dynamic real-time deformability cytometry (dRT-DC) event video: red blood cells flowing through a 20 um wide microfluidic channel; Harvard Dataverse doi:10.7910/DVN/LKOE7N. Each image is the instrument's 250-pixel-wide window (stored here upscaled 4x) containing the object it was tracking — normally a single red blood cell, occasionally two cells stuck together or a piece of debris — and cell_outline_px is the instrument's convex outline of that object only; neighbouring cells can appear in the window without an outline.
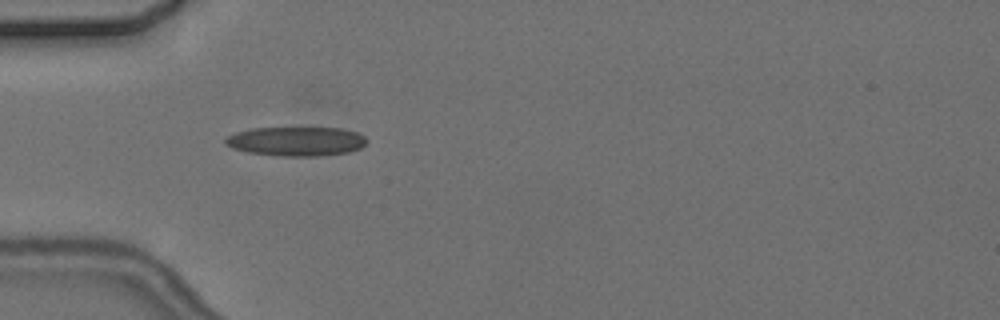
{"species": "common noctule bat (a hibernating species)", "species_latin": "Nyctalus noctula", "temperature_condition": "cold", "stored_images_in_passage": 6, "camera_frame_rate_fps": 3000, "um_per_image_px": 0.085, "animal": {"sex": "female", "body_mass_g": 24.6, "forearm_length_mm": 56.2}, "frame": {"image": 1, "passage_image": 2, "time_ms": 2.0, "image_size_px": [1000, 320], "cell_outline_px": [[368, 140], [360, 148], [348, 152], [316, 156], [284, 156], [248, 152], [232, 148], [224, 144], [224, 140], [228, 136], [236, 132], [252, 128], [340, 128], [356, 132], [364, 136]], "centroid_in_image_um": [25.16, 12.01], "position_along_channel_um": 59.8, "area_um2": 23.93}}
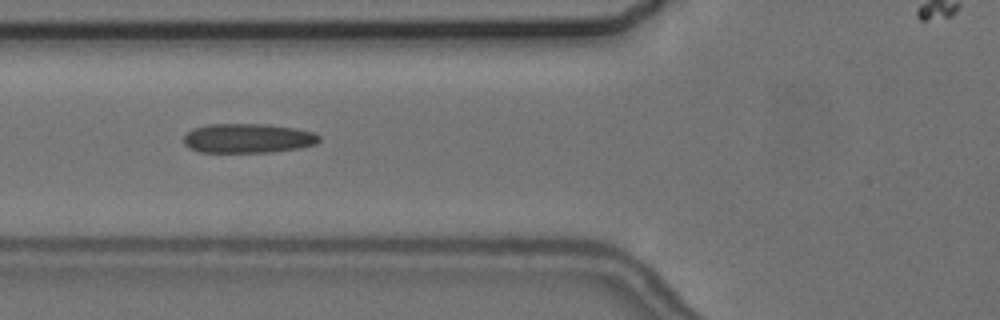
{"frame": {"image": 2, "passage_image": 3, "time_ms": 3.333, "image_size_px": [1000, 320], "cell_outline_px": [[320, 140], [316, 144], [300, 148], [272, 152], [200, 152], [188, 148], [184, 144], [184, 136], [192, 128], [208, 124], [268, 124], [296, 128], [312, 132], [320, 136]], "centroid_in_image_um": [21.07, 11.75], "position_along_channel_um": 104.7, "area_um2": 23.41}}
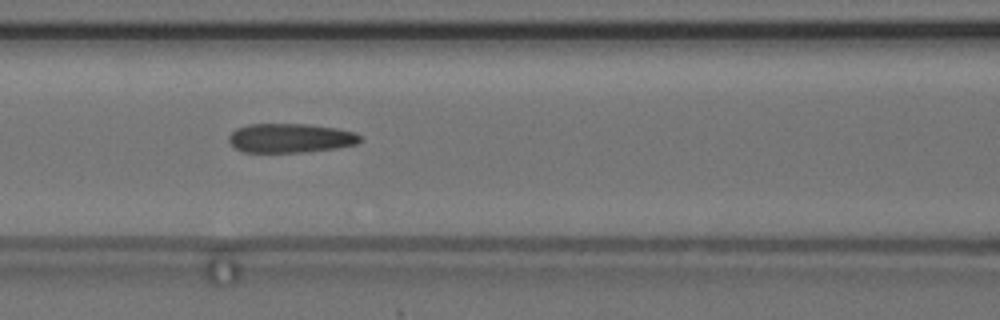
{"frame": {"image": 3, "passage_image": 4, "time_ms": 4.333, "image_size_px": [1000, 320], "cell_outline_px": [[360, 140], [356, 144], [336, 148], [308, 152], [244, 152], [236, 148], [228, 140], [228, 136], [236, 128], [248, 124], [308, 124], [336, 128], [356, 132], [360, 136]], "centroid_in_image_um": [24.68, 11.73], "position_along_channel_um": 141.9, "area_um2": 22.37}}